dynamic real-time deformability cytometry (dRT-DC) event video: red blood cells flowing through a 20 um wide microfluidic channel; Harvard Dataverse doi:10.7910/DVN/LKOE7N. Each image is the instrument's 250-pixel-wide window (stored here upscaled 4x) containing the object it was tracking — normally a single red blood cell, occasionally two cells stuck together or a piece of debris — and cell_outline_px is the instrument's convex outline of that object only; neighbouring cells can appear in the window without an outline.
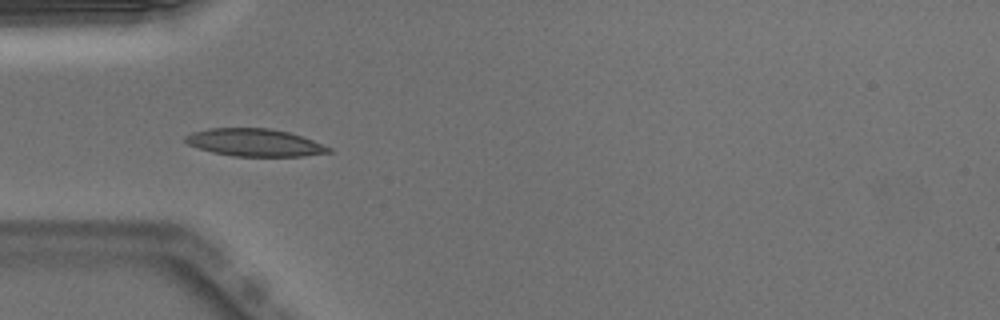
{"species": "Egyptian fruit bat (a non-hibernating species)", "species_latin": "Rousettus aegyptiacus", "temperature_condition": "warm", "stored_images_in_passage": 25, "camera_frame_rate_fps": 3000, "um_per_image_px": 0.085, "animal": {"sex": "male"}, "frame": {"image": 1, "passage_image": 4, "time_ms": 1.0, "image_size_px": [1000, 320], "cell_outline_px": [[332, 152], [304, 156], [232, 156], [212, 152], [188, 144], [184, 140], [184, 136], [192, 132], [208, 128], [268, 128], [288, 132], [312, 140], [332, 148]], "centroid_in_image_um": [21.63, 12.12], "position_along_channel_um": 63.4, "area_um2": 22.89}}